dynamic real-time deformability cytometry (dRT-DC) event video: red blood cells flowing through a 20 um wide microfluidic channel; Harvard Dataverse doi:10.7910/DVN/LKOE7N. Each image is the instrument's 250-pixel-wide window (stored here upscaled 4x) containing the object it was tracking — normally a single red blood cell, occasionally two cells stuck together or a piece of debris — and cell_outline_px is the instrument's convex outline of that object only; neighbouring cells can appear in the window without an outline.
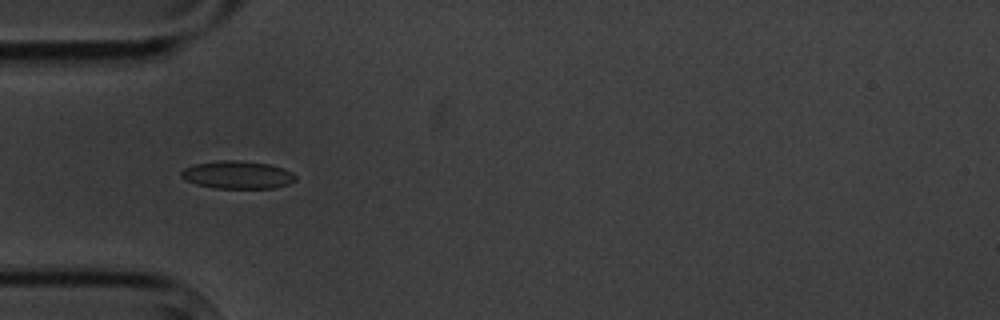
{"species": "common noctule bat (a hibernating species)", "species_latin": "Nyctalus noctula", "temperature_condition": "cold", "stored_images_in_passage": 6, "camera_frame_rate_fps": 3000, "um_per_image_px": 0.085, "animal": {"sex": "male", "body_mass_g": 20.1, "forearm_length_mm": 53.5}, "frame": {"image": 1, "passage_image": 5, "time_ms": 5.0, "image_size_px": [1000, 320], "cell_outline_px": [[296, 180], [288, 184], [276, 188], [216, 188], [196, 184], [184, 180], [180, 176], [180, 172], [184, 168], [196, 164], [220, 160], [240, 160], [268, 164], [284, 168], [292, 172], [296, 176]], "centroid_in_image_um": [20.19, 14.86], "position_along_channel_um": 64.8, "area_um2": 18.61}}
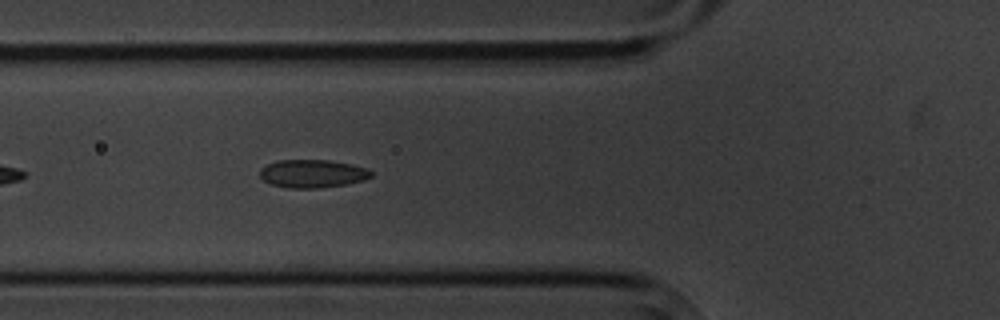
{"frame": {"image": 2, "passage_image": 6, "time_ms": 6.0, "image_size_px": [1000, 320], "cell_outline_px": [[372, 176], [364, 180], [348, 184], [316, 188], [288, 188], [272, 184], [264, 180], [260, 176], [260, 168], [276, 160], [328, 160], [352, 164], [368, 168], [372, 172]], "centroid_in_image_um": [26.58, 14.75], "position_along_channel_um": 99.2, "area_um2": 18.26}}